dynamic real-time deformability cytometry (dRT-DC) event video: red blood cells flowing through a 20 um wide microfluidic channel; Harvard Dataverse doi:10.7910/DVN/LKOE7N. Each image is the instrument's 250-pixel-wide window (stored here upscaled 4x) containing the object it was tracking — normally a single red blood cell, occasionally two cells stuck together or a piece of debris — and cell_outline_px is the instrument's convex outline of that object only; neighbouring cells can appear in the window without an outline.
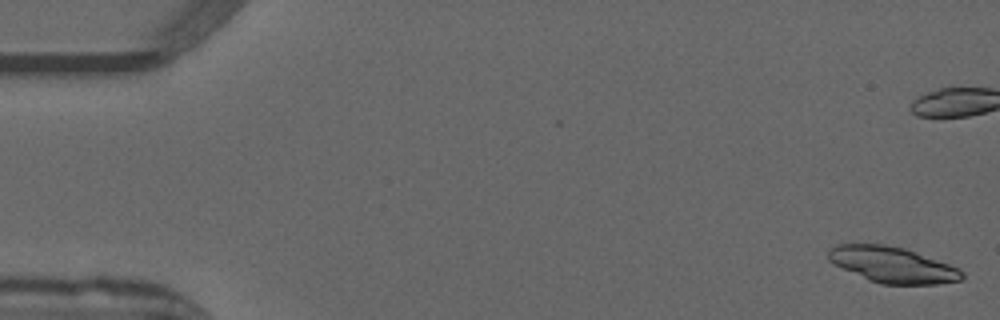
{"species": "common noctule bat (a hibernating species)", "species_latin": "Nyctalus noctula", "temperature_condition": "warm", "stored_images_in_passage": 35, "camera_frame_rate_fps": 3000, "um_per_image_px": 0.085, "animal": {"sex": "male", "forearm_length_mm": 52.5}, "frame": {"image": 1, "passage_image": 1, "time_ms": 0.0, "image_size_px": [1000, 320], "cell_outline_px": [[964, 276], [960, 280], [940, 284], [880, 284], [868, 280], [828, 260], [828, 252], [836, 244], [884, 244], [904, 248], [916, 252], [960, 268], [964, 272]], "centroid_in_image_um": [75.9, 22.51], "position_along_channel_um": 9.1, "area_um2": 27.74}}